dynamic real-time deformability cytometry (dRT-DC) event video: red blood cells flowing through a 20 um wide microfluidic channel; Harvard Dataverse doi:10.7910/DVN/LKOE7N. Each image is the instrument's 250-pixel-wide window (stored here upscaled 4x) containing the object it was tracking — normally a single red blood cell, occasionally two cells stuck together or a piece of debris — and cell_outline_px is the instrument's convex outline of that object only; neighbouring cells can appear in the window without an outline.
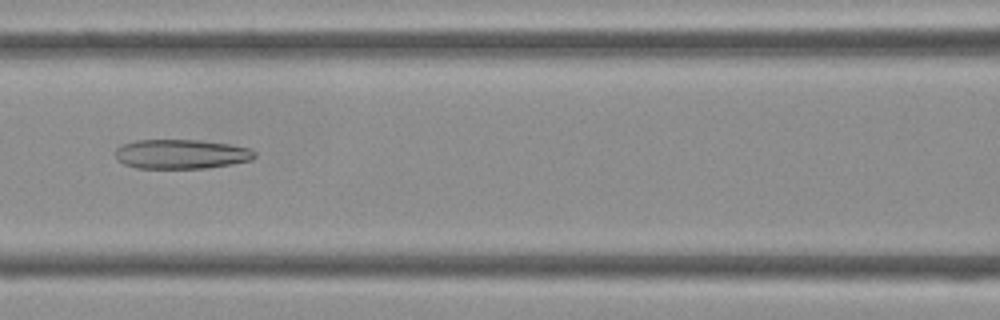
{"species": "Egyptian fruit bat (a non-hibernating species)", "species_latin": "Rousettus aegyptiacus", "temperature_condition": "cold", "stored_images_in_passage": 42, "camera_frame_rate_fps": 3000, "um_per_image_px": 0.085, "frame": {"image": 1, "passage_image": 19, "time_ms": 6.0, "image_size_px": [1000, 320], "cell_outline_px": [[256, 156], [252, 160], [232, 164], [208, 168], [136, 168], [124, 164], [116, 160], [116, 148], [124, 144], [136, 140], [200, 140], [228, 144], [252, 148], [256, 152]], "centroid_in_image_um": [15.43, 13.1], "position_along_channel_um": 151.2, "area_um2": 24.04}}
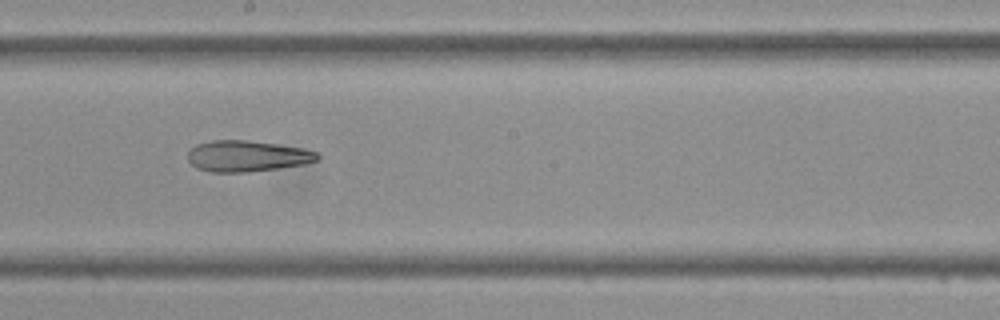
{"frame": {"image": 2, "passage_image": 24, "time_ms": 7.667, "image_size_px": [1000, 320], "cell_outline_px": [[320, 156], [316, 160], [304, 164], [248, 172], [212, 172], [196, 168], [188, 160], [188, 152], [196, 144], [212, 140], [244, 140], [276, 144], [300, 148], [316, 152]], "centroid_in_image_um": [20.95, 13.27], "position_along_channel_um": 227.2, "area_um2": 23.18}}
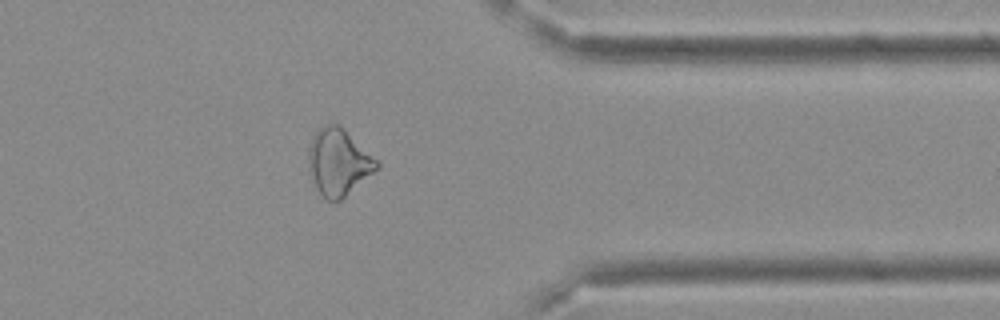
{"frame": {"image": 3, "passage_image": 35, "time_ms": 11.333, "image_size_px": [1000, 320], "cell_outline_px": [[380, 164], [372, 172], [340, 200], [328, 200], [320, 192], [312, 176], [308, 160], [308, 148], [312, 136], [324, 124], [336, 124], [380, 160]], "centroid_in_image_um": [28.77, 13.75], "position_along_channel_um": 382.6, "area_um2": 25.61}}